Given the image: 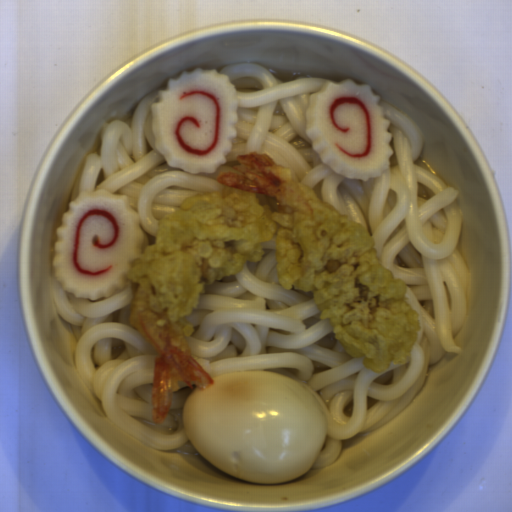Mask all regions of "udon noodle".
<instances>
[{
	"label": "udon noodle",
	"mask_w": 512,
	"mask_h": 512,
	"mask_svg": "<svg viewBox=\"0 0 512 512\" xmlns=\"http://www.w3.org/2000/svg\"><path fill=\"white\" fill-rule=\"evenodd\" d=\"M236 88L237 137L228 153L267 154L290 169L291 178L311 188L321 201L364 226L372 236L379 264L406 285L407 304L419 313L417 340L404 365L391 360L377 373L351 356L320 318L313 291L286 290L277 270L276 244L261 242V261H248L236 275L207 283L197 308L184 316L194 330L192 357L210 375L269 371L307 388L323 408L327 436L312 465H330L342 440L372 432L403 412L418 393L429 364L444 353H461L454 337L468 312L469 281L456 245L463 214L460 192L423 162L424 134L403 112L379 100L393 154L389 168L368 181L349 179L323 163L306 134L309 95L323 77L283 82L266 66L237 62L217 72Z\"/></svg>",
	"instance_id": "obj_1"
},
{
	"label": "udon noodle",
	"mask_w": 512,
	"mask_h": 512,
	"mask_svg": "<svg viewBox=\"0 0 512 512\" xmlns=\"http://www.w3.org/2000/svg\"><path fill=\"white\" fill-rule=\"evenodd\" d=\"M158 89L147 94L127 122L113 120L101 127L99 149L86 155L74 181L71 200L82 192L108 190L127 196L139 215V228L157 238L159 220L180 210L185 198L199 192H217L225 185L217 178L190 174L170 167L155 148L151 105L160 103Z\"/></svg>",
	"instance_id": "obj_3"
},
{
	"label": "udon noodle",
	"mask_w": 512,
	"mask_h": 512,
	"mask_svg": "<svg viewBox=\"0 0 512 512\" xmlns=\"http://www.w3.org/2000/svg\"><path fill=\"white\" fill-rule=\"evenodd\" d=\"M51 302L59 317L81 326L71 354L79 377L101 403L108 419L133 438L159 450L170 451L188 439L183 408L196 389L179 381L169 413L156 424L151 392L158 351L130 325V303L140 283L109 297L78 298L63 289L54 272L49 273Z\"/></svg>",
	"instance_id": "obj_2"
}]
</instances>
